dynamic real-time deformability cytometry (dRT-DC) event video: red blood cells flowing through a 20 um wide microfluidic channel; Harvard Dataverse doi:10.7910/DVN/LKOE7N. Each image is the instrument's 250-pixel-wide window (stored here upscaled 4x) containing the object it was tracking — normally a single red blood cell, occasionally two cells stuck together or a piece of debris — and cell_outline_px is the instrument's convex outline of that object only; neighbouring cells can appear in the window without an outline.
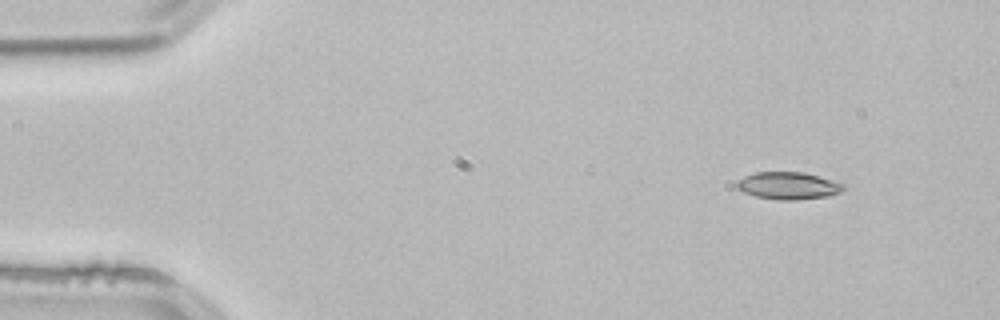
{"species": "common noctule bat (a hibernating species)", "species_latin": "Nyctalus noctula", "temperature_condition": "room temperature", "stored_images_in_passage": 3, "camera_frame_rate_fps": 3000, "um_per_image_px": 0.085, "animal": {"sex": "male", "body_mass_g": 21.5, "forearm_length_mm": 52.0}, "frame": {"image": 1, "passage_image": 1, "time_ms": 0.0, "image_size_px": [1000, 320], "cell_outline_px": [[844, 188], [840, 192], [828, 196], [796, 200], [780, 200], [756, 196], [744, 192], [736, 188], [736, 180], [744, 176], [756, 172], [804, 172], [844, 184]], "centroid_in_image_um": [66.96, 15.78], "position_along_channel_um": 18.0, "area_um2": 16.88}}
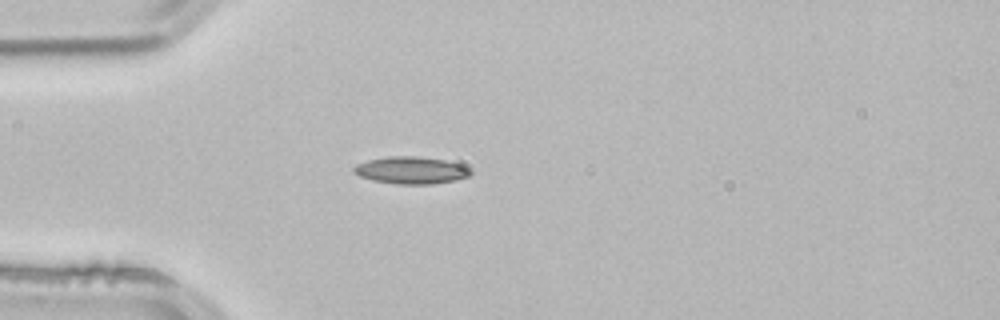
{"frame": {"image": 2, "passage_image": 3, "time_ms": 0.667, "image_size_px": [1000, 320], "cell_outline_px": [[472, 172], [468, 176], [456, 180], [432, 184], [396, 184], [372, 180], [360, 176], [352, 172], [352, 168], [356, 164], [368, 160], [388, 156], [416, 156], [444, 160], [460, 164], [468, 168]], "centroid_in_image_um": [34.9, 14.47], "position_along_channel_um": 50.1, "area_um2": 18.5}}